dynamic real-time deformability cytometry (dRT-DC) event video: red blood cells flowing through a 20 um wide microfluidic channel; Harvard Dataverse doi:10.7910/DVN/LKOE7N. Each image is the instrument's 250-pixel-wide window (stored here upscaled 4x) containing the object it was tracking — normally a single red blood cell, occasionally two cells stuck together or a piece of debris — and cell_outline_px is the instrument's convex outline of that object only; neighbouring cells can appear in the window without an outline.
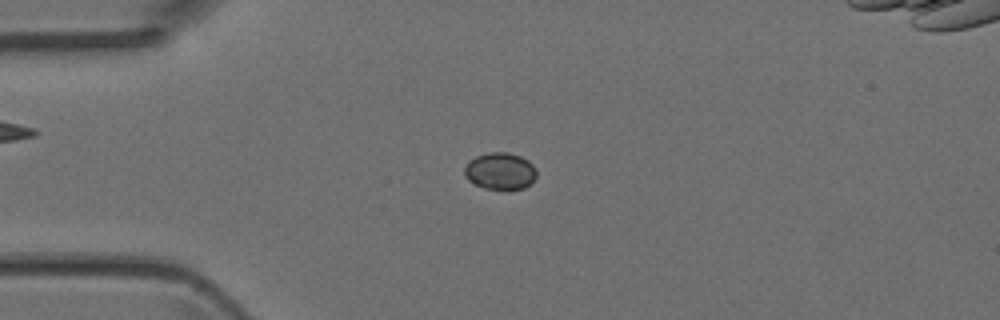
{"species": "Egyptian fruit bat (a non-hibernating species)", "species_latin": "Rousettus aegyptiacus", "temperature_condition": "room temperature", "stored_images_in_passage": 4, "camera_frame_rate_fps": 3000, "um_per_image_px": 0.085, "animal": {"sex": "female"}, "frame": {"image": 1, "passage_image": 4, "time_ms": 1.0, "image_size_px": [1000, 320], "cell_outline_px": [[536, 176], [524, 188], [508, 192], [484, 188], [468, 180], [464, 176], [464, 168], [468, 160], [476, 156], [488, 152], [508, 152], [520, 156], [528, 160], [536, 168]], "centroid_in_image_um": [42.5, 14.56], "position_along_channel_um": 42.5, "area_um2": 15.95}}